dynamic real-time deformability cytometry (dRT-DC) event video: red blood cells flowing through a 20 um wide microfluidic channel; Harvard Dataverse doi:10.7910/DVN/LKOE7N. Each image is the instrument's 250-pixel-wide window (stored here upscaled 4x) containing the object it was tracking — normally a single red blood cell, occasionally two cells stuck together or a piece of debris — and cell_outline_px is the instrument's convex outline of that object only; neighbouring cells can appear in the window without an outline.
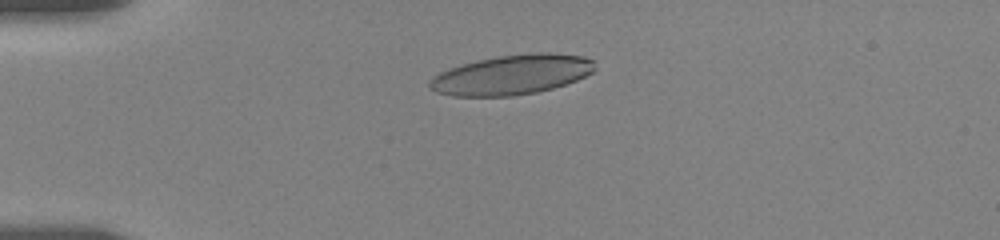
{"species": "human", "species_latin": "Homo sapiens", "temperature_condition": "room temperature", "stored_images_in_passage": 44, "camera_frame_rate_fps": 3000, "um_per_image_px": 0.085, "donor": {"sex": "female"}, "frame": {"image": 1, "passage_image": 9, "time_ms": 3.333, "image_size_px": [1000, 240], "cell_outline_px": [[596, 68], [592, 72], [576, 80], [552, 88], [536, 92], [512, 96], [452, 96], [436, 92], [428, 88], [428, 80], [432, 76], [440, 72], [476, 60], [500, 56], [536, 52], [548, 52], [584, 56], [596, 60]], "centroid_in_image_um": [43.51, 6.35], "position_along_channel_um": 41.5, "area_um2": 38.38}}
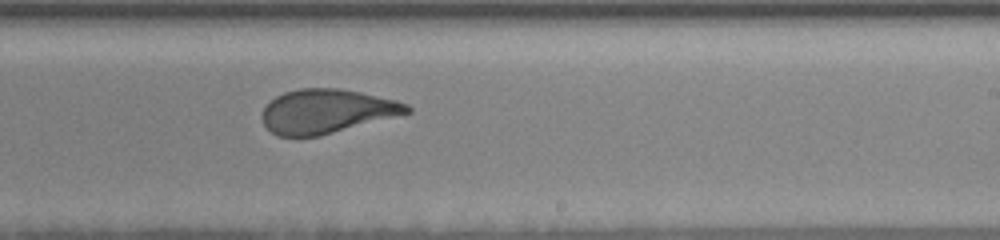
{"frame": {"image": 2, "passage_image": 26, "time_ms": 10.333, "image_size_px": [1000, 240], "cell_outline_px": [[412, 112], [320, 136], [276, 136], [264, 124], [264, 108], [276, 96], [284, 92], [300, 88], [340, 88], [360, 92], [396, 100], [408, 104], [412, 108]], "centroid_in_image_um": [27.8, 9.45], "position_along_channel_um": 261.2, "area_um2": 36.93}}
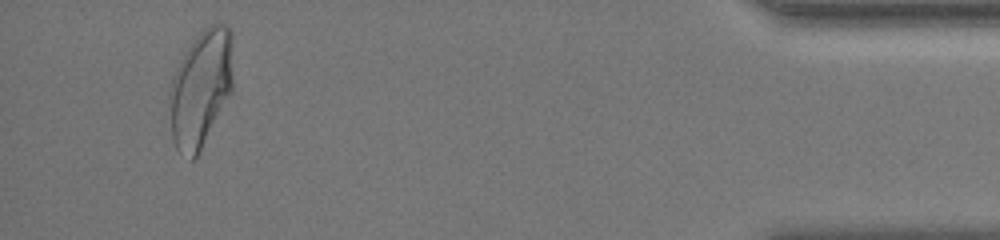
{"frame": {"image": 3, "passage_image": 42, "time_ms": 16.333, "image_size_px": [1000, 240], "cell_outline_px": [[232, 92], [196, 156], [192, 160], [176, 148], [172, 140], [168, 104], [168, 92], [176, 68], [180, 60], [196, 36], [208, 24], [228, 24], [232, 32]], "centroid_in_image_um": [17.06, 7.48], "position_along_channel_um": 418.1, "area_um2": 43.41}, "authors_computed_cell_mechanics": {"area_um2": 38.2636, "velocity_mm_per_s": 3.6236, "shape_relaxation_time_tau1_ms": 5.1256, "shape_relaxation_time_tau2_ms": 1.2732, "deformation_change_tau1": 0.1924, "deformation_change_tau2": 0.0951}}